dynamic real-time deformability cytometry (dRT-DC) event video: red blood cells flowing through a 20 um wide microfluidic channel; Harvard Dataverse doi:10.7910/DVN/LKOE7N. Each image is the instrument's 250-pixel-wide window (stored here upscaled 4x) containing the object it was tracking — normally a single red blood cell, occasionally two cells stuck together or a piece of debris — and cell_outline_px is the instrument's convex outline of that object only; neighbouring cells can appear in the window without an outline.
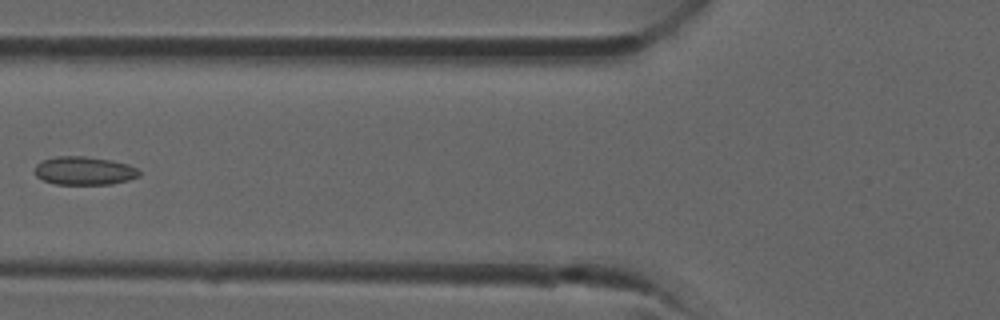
{"species": "common noctule bat (a hibernating species)", "species_latin": "Nyctalus noctula", "temperature_condition": "room temperature", "stored_images_in_passage": 34, "camera_frame_rate_fps": 3000, "um_per_image_px": 0.085, "animal": {"sex": "male", "forearm_length_mm": 52.5}, "frame": {"image": 1, "passage_image": 12, "time_ms": 3.667, "image_size_px": [1000, 320], "cell_outline_px": [[140, 176], [128, 180], [112, 184], [56, 184], [44, 180], [36, 176], [36, 164], [40, 160], [56, 156], [84, 156], [112, 160], [128, 164], [136, 168], [140, 172]], "centroid_in_image_um": [7.16, 14.5], "position_along_channel_um": 118.6, "area_um2": 17.28}}
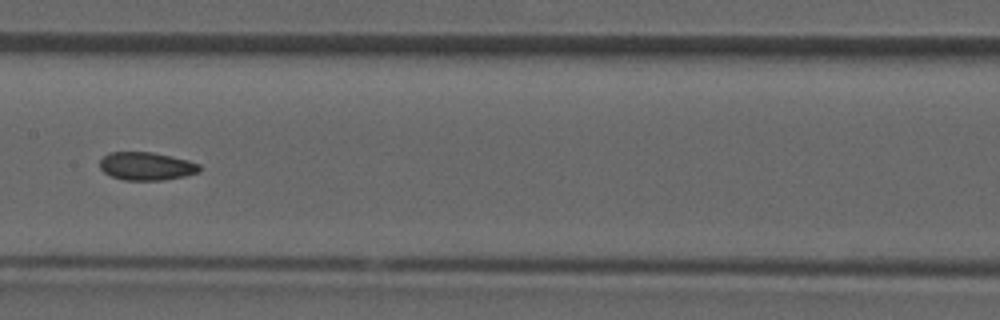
{"frame": {"image": 2, "passage_image": 16, "time_ms": 5.0, "image_size_px": [1000, 320], "cell_outline_px": [[200, 172], [184, 176], [164, 180], [124, 180], [112, 176], [104, 172], [100, 168], [100, 160], [108, 152], [152, 152], [188, 160], [200, 164]], "centroid_in_image_um": [12.45, 14.12], "position_along_channel_um": 195.0, "area_um2": 16.3}}
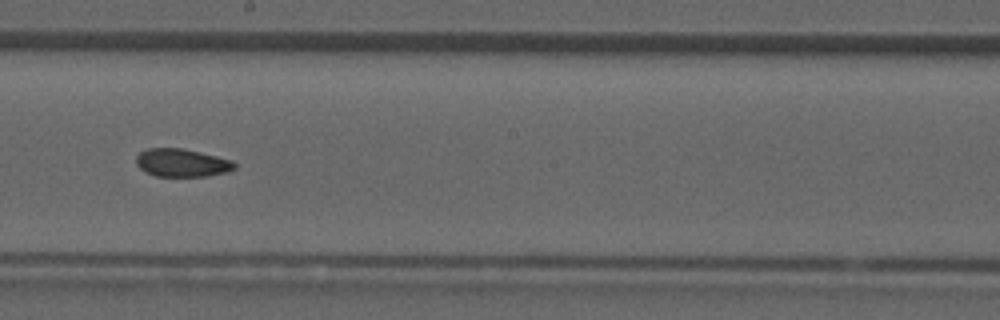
{"frame": {"image": 3, "passage_image": 18, "time_ms": 5.667, "image_size_px": [1000, 320], "cell_outline_px": [[236, 168], [228, 172], [208, 176], [156, 176], [144, 172], [136, 164], [136, 156], [140, 152], [148, 148], [184, 148], [232, 160], [236, 164]], "centroid_in_image_um": [15.46, 13.84], "position_along_channel_um": 232.7, "area_um2": 16.18}}